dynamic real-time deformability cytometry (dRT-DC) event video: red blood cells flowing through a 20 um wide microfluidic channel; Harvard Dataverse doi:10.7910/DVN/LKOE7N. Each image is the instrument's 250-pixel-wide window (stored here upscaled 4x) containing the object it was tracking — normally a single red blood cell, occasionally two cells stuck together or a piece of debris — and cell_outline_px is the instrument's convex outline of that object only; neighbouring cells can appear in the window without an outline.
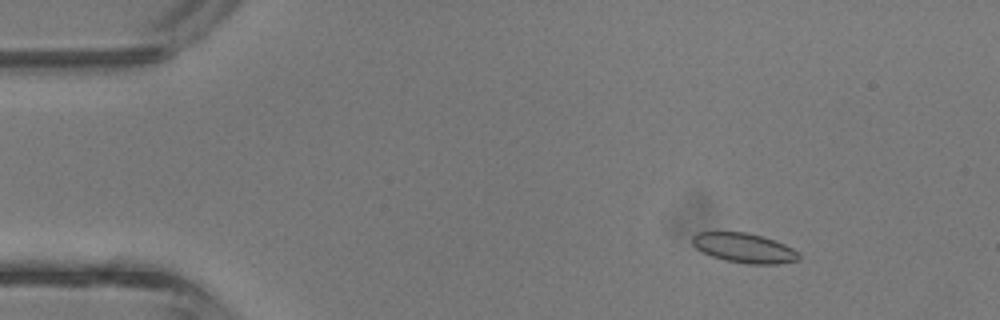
{"species": "common noctule bat (a hibernating species)", "species_latin": "Nyctalus noctula", "temperature_condition": "room temperature", "stored_images_in_passage": 43, "camera_frame_rate_fps": 3000, "um_per_image_px": 0.085, "animal": {"sex": "male", "body_mass_g": 13.3}, "frame": {"image": 1, "passage_image": 6, "time_ms": 1.667, "image_size_px": [1000, 320], "cell_outline_px": [[800, 260], [776, 264], [748, 264], [724, 260], [712, 256], [696, 248], [692, 244], [692, 236], [696, 232], [744, 232], [776, 240], [800, 252]], "centroid_in_image_um": [63.27, 21.08], "position_along_channel_um": 21.7, "area_um2": 18.44}}
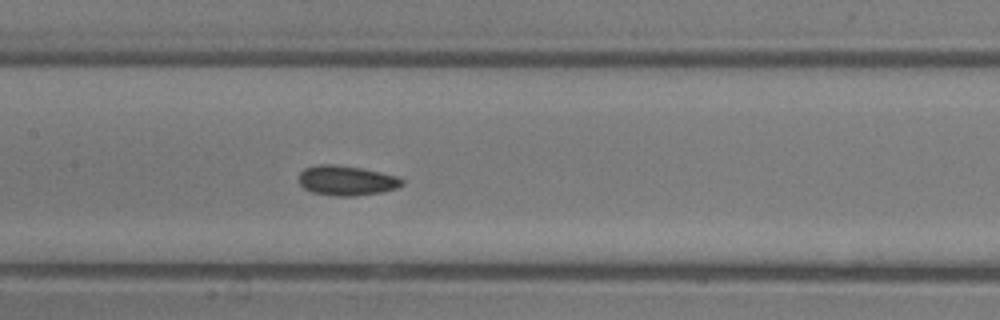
{"frame": {"image": 2, "passage_image": 21, "time_ms": 6.667, "image_size_px": [1000, 320], "cell_outline_px": [[404, 184], [396, 188], [384, 192], [356, 196], [332, 196], [312, 192], [304, 188], [300, 184], [300, 172], [304, 168], [316, 164], [336, 164], [360, 168], [380, 172], [396, 176], [404, 180]], "centroid_in_image_um": [29.45, 15.35], "position_along_channel_um": 177.9, "area_um2": 18.09}}
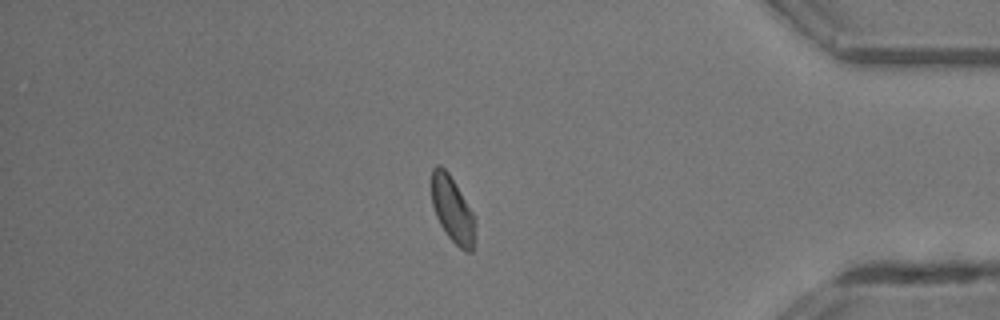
{"frame": {"image": 3, "passage_image": 37, "time_ms": 12.0, "image_size_px": [1000, 320], "cell_outline_px": [[476, 220], [472, 252], [464, 252], [448, 236], [440, 224], [436, 216], [432, 204], [432, 168], [436, 164], [440, 164], [448, 172], [476, 216]], "centroid_in_image_um": [38.48, 17.81], "position_along_channel_um": 396.7, "area_um2": 16.82}, "authors_computed_cell_mechanics": {"area_um2": 17.918, "velocity_mm_per_s": 4.7619, "shape_relaxation_time_tau1_ms": 2.2583, "shape_relaxation_time_tau2_ms": 1.5618, "deformation_change_tau1": 0.0446, "deformation_change_tau2": 0.0516}}